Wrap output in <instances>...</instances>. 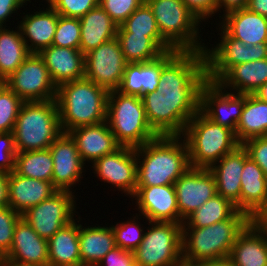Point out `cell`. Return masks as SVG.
<instances>
[{"label":"cell","instance_id":"ac0fdd59","mask_svg":"<svg viewBox=\"0 0 267 266\" xmlns=\"http://www.w3.org/2000/svg\"><path fill=\"white\" fill-rule=\"evenodd\" d=\"M53 157L52 185L57 190L73 191L83 177L85 163L82 161L75 141L68 133L60 136L50 145ZM71 189V190H70Z\"/></svg>","mask_w":267,"mask_h":266},{"label":"cell","instance_id":"b9f144b4","mask_svg":"<svg viewBox=\"0 0 267 266\" xmlns=\"http://www.w3.org/2000/svg\"><path fill=\"white\" fill-rule=\"evenodd\" d=\"M80 40V19L59 15L52 45L80 49Z\"/></svg>","mask_w":267,"mask_h":266},{"label":"cell","instance_id":"30bf717a","mask_svg":"<svg viewBox=\"0 0 267 266\" xmlns=\"http://www.w3.org/2000/svg\"><path fill=\"white\" fill-rule=\"evenodd\" d=\"M141 98L149 125L158 136L183 135L190 119L200 110V101H170L160 90Z\"/></svg>","mask_w":267,"mask_h":266},{"label":"cell","instance_id":"83f0119b","mask_svg":"<svg viewBox=\"0 0 267 266\" xmlns=\"http://www.w3.org/2000/svg\"><path fill=\"white\" fill-rule=\"evenodd\" d=\"M223 16V17H222ZM219 16L221 26L230 36L246 45L267 43V17L247 8Z\"/></svg>","mask_w":267,"mask_h":266},{"label":"cell","instance_id":"9f6ffc18","mask_svg":"<svg viewBox=\"0 0 267 266\" xmlns=\"http://www.w3.org/2000/svg\"><path fill=\"white\" fill-rule=\"evenodd\" d=\"M253 95L256 98L267 102V82L264 83L261 87H259L256 91H254Z\"/></svg>","mask_w":267,"mask_h":266},{"label":"cell","instance_id":"e575fe53","mask_svg":"<svg viewBox=\"0 0 267 266\" xmlns=\"http://www.w3.org/2000/svg\"><path fill=\"white\" fill-rule=\"evenodd\" d=\"M234 134L239 144L251 138L267 136V102L253 94H245L244 108Z\"/></svg>","mask_w":267,"mask_h":266},{"label":"cell","instance_id":"836d02e7","mask_svg":"<svg viewBox=\"0 0 267 266\" xmlns=\"http://www.w3.org/2000/svg\"><path fill=\"white\" fill-rule=\"evenodd\" d=\"M116 38L127 63L153 61L165 52L173 50L161 36L117 33Z\"/></svg>","mask_w":267,"mask_h":266},{"label":"cell","instance_id":"60d3db41","mask_svg":"<svg viewBox=\"0 0 267 266\" xmlns=\"http://www.w3.org/2000/svg\"><path fill=\"white\" fill-rule=\"evenodd\" d=\"M137 217L136 213V216L133 219L130 218L127 222L121 221L119 224L111 225L116 246L133 252L140 245L145 230L144 227H141L143 224L141 225L136 219Z\"/></svg>","mask_w":267,"mask_h":266},{"label":"cell","instance_id":"7bdbcfd3","mask_svg":"<svg viewBox=\"0 0 267 266\" xmlns=\"http://www.w3.org/2000/svg\"><path fill=\"white\" fill-rule=\"evenodd\" d=\"M21 217L9 206L0 208V260L11 248L15 225Z\"/></svg>","mask_w":267,"mask_h":266},{"label":"cell","instance_id":"44dd1931","mask_svg":"<svg viewBox=\"0 0 267 266\" xmlns=\"http://www.w3.org/2000/svg\"><path fill=\"white\" fill-rule=\"evenodd\" d=\"M228 259L233 266H267V229L251 220L239 233Z\"/></svg>","mask_w":267,"mask_h":266},{"label":"cell","instance_id":"d6986e66","mask_svg":"<svg viewBox=\"0 0 267 266\" xmlns=\"http://www.w3.org/2000/svg\"><path fill=\"white\" fill-rule=\"evenodd\" d=\"M132 197L145 221L180 223L174 185L136 187Z\"/></svg>","mask_w":267,"mask_h":266},{"label":"cell","instance_id":"74e56055","mask_svg":"<svg viewBox=\"0 0 267 266\" xmlns=\"http://www.w3.org/2000/svg\"><path fill=\"white\" fill-rule=\"evenodd\" d=\"M14 171L23 177L52 182L53 157L49 148L17 152Z\"/></svg>","mask_w":267,"mask_h":266},{"label":"cell","instance_id":"681fc988","mask_svg":"<svg viewBox=\"0 0 267 266\" xmlns=\"http://www.w3.org/2000/svg\"><path fill=\"white\" fill-rule=\"evenodd\" d=\"M186 7L198 18L205 22L217 12V0H182ZM202 20V21H201Z\"/></svg>","mask_w":267,"mask_h":266},{"label":"cell","instance_id":"db71d44e","mask_svg":"<svg viewBox=\"0 0 267 266\" xmlns=\"http://www.w3.org/2000/svg\"><path fill=\"white\" fill-rule=\"evenodd\" d=\"M248 10L267 17V0H248Z\"/></svg>","mask_w":267,"mask_h":266},{"label":"cell","instance_id":"484cf974","mask_svg":"<svg viewBox=\"0 0 267 266\" xmlns=\"http://www.w3.org/2000/svg\"><path fill=\"white\" fill-rule=\"evenodd\" d=\"M56 191L52 182L23 177L13 171L8 179V206L22 215Z\"/></svg>","mask_w":267,"mask_h":266},{"label":"cell","instance_id":"ab89813d","mask_svg":"<svg viewBox=\"0 0 267 266\" xmlns=\"http://www.w3.org/2000/svg\"><path fill=\"white\" fill-rule=\"evenodd\" d=\"M23 100L0 82V132H12Z\"/></svg>","mask_w":267,"mask_h":266},{"label":"cell","instance_id":"9a60e30c","mask_svg":"<svg viewBox=\"0 0 267 266\" xmlns=\"http://www.w3.org/2000/svg\"><path fill=\"white\" fill-rule=\"evenodd\" d=\"M180 224L217 194L216 180L206 168L189 167L174 183Z\"/></svg>","mask_w":267,"mask_h":266},{"label":"cell","instance_id":"5b68a950","mask_svg":"<svg viewBox=\"0 0 267 266\" xmlns=\"http://www.w3.org/2000/svg\"><path fill=\"white\" fill-rule=\"evenodd\" d=\"M12 132L17 152L48 149L62 133L56 100L23 102Z\"/></svg>","mask_w":267,"mask_h":266},{"label":"cell","instance_id":"277c9868","mask_svg":"<svg viewBox=\"0 0 267 266\" xmlns=\"http://www.w3.org/2000/svg\"><path fill=\"white\" fill-rule=\"evenodd\" d=\"M207 81L204 51L170 50L161 55L157 90L170 101H200Z\"/></svg>","mask_w":267,"mask_h":266},{"label":"cell","instance_id":"1f68e13d","mask_svg":"<svg viewBox=\"0 0 267 266\" xmlns=\"http://www.w3.org/2000/svg\"><path fill=\"white\" fill-rule=\"evenodd\" d=\"M74 219L48 240V265L82 266L79 250V221Z\"/></svg>","mask_w":267,"mask_h":266},{"label":"cell","instance_id":"7a4b0ae2","mask_svg":"<svg viewBox=\"0 0 267 266\" xmlns=\"http://www.w3.org/2000/svg\"><path fill=\"white\" fill-rule=\"evenodd\" d=\"M109 91L87 78L57 87L56 103L63 133L106 121Z\"/></svg>","mask_w":267,"mask_h":266},{"label":"cell","instance_id":"4dcf8cb0","mask_svg":"<svg viewBox=\"0 0 267 266\" xmlns=\"http://www.w3.org/2000/svg\"><path fill=\"white\" fill-rule=\"evenodd\" d=\"M267 82V58L233 66L217 83L237 94H253Z\"/></svg>","mask_w":267,"mask_h":266},{"label":"cell","instance_id":"52a82bcc","mask_svg":"<svg viewBox=\"0 0 267 266\" xmlns=\"http://www.w3.org/2000/svg\"><path fill=\"white\" fill-rule=\"evenodd\" d=\"M106 121L121 147L138 148L158 135L149 125L141 97L109 91Z\"/></svg>","mask_w":267,"mask_h":266},{"label":"cell","instance_id":"7402d4cb","mask_svg":"<svg viewBox=\"0 0 267 266\" xmlns=\"http://www.w3.org/2000/svg\"><path fill=\"white\" fill-rule=\"evenodd\" d=\"M248 157L246 149L240 144L209 168L216 180L217 194L230 200L240 211L241 174Z\"/></svg>","mask_w":267,"mask_h":266},{"label":"cell","instance_id":"2e32d148","mask_svg":"<svg viewBox=\"0 0 267 266\" xmlns=\"http://www.w3.org/2000/svg\"><path fill=\"white\" fill-rule=\"evenodd\" d=\"M244 102L245 94L227 92L218 83L207 81L200 91V111L216 124L227 127L234 133Z\"/></svg>","mask_w":267,"mask_h":266},{"label":"cell","instance_id":"f6af8a7d","mask_svg":"<svg viewBox=\"0 0 267 266\" xmlns=\"http://www.w3.org/2000/svg\"><path fill=\"white\" fill-rule=\"evenodd\" d=\"M145 0H99V5L120 26Z\"/></svg>","mask_w":267,"mask_h":266},{"label":"cell","instance_id":"d590c367","mask_svg":"<svg viewBox=\"0 0 267 266\" xmlns=\"http://www.w3.org/2000/svg\"><path fill=\"white\" fill-rule=\"evenodd\" d=\"M0 29V82H4L30 55L19 27Z\"/></svg>","mask_w":267,"mask_h":266},{"label":"cell","instance_id":"3957f363","mask_svg":"<svg viewBox=\"0 0 267 266\" xmlns=\"http://www.w3.org/2000/svg\"><path fill=\"white\" fill-rule=\"evenodd\" d=\"M252 219L238 210L227 220L201 228H182V262L194 265L229 257L239 233Z\"/></svg>","mask_w":267,"mask_h":266},{"label":"cell","instance_id":"8fae6325","mask_svg":"<svg viewBox=\"0 0 267 266\" xmlns=\"http://www.w3.org/2000/svg\"><path fill=\"white\" fill-rule=\"evenodd\" d=\"M221 40L215 48L204 49L207 79L217 83L233 66L267 58V43L246 45L230 36L221 26ZM209 48V49H208Z\"/></svg>","mask_w":267,"mask_h":266},{"label":"cell","instance_id":"5bb4252c","mask_svg":"<svg viewBox=\"0 0 267 266\" xmlns=\"http://www.w3.org/2000/svg\"><path fill=\"white\" fill-rule=\"evenodd\" d=\"M127 61L117 38L85 54L84 77L108 91L117 90Z\"/></svg>","mask_w":267,"mask_h":266},{"label":"cell","instance_id":"ba28073f","mask_svg":"<svg viewBox=\"0 0 267 266\" xmlns=\"http://www.w3.org/2000/svg\"><path fill=\"white\" fill-rule=\"evenodd\" d=\"M152 9L161 38L177 51H204L198 18L182 0H145ZM203 45H202V44Z\"/></svg>","mask_w":267,"mask_h":266},{"label":"cell","instance_id":"8d00e7d4","mask_svg":"<svg viewBox=\"0 0 267 266\" xmlns=\"http://www.w3.org/2000/svg\"><path fill=\"white\" fill-rule=\"evenodd\" d=\"M238 211L230 200L216 194L188 216L182 228H201L229 219Z\"/></svg>","mask_w":267,"mask_h":266},{"label":"cell","instance_id":"f546056e","mask_svg":"<svg viewBox=\"0 0 267 266\" xmlns=\"http://www.w3.org/2000/svg\"><path fill=\"white\" fill-rule=\"evenodd\" d=\"M161 73V56L143 63H127L119 91L125 95L142 97L158 89Z\"/></svg>","mask_w":267,"mask_h":266},{"label":"cell","instance_id":"cb8c5ba5","mask_svg":"<svg viewBox=\"0 0 267 266\" xmlns=\"http://www.w3.org/2000/svg\"><path fill=\"white\" fill-rule=\"evenodd\" d=\"M241 211L252 220L267 212V177L250 157L244 161L241 174Z\"/></svg>","mask_w":267,"mask_h":266},{"label":"cell","instance_id":"f907efd6","mask_svg":"<svg viewBox=\"0 0 267 266\" xmlns=\"http://www.w3.org/2000/svg\"><path fill=\"white\" fill-rule=\"evenodd\" d=\"M27 1L31 3L30 0H0V26L4 27L6 22L9 21V17L13 18L11 15L22 6L24 7Z\"/></svg>","mask_w":267,"mask_h":266},{"label":"cell","instance_id":"7dc6e473","mask_svg":"<svg viewBox=\"0 0 267 266\" xmlns=\"http://www.w3.org/2000/svg\"><path fill=\"white\" fill-rule=\"evenodd\" d=\"M242 146L246 149L248 156L260 166L267 177V136L248 139Z\"/></svg>","mask_w":267,"mask_h":266},{"label":"cell","instance_id":"ee69618b","mask_svg":"<svg viewBox=\"0 0 267 266\" xmlns=\"http://www.w3.org/2000/svg\"><path fill=\"white\" fill-rule=\"evenodd\" d=\"M49 5L64 17L80 18L99 5V0H46Z\"/></svg>","mask_w":267,"mask_h":266},{"label":"cell","instance_id":"c3c4849f","mask_svg":"<svg viewBox=\"0 0 267 266\" xmlns=\"http://www.w3.org/2000/svg\"><path fill=\"white\" fill-rule=\"evenodd\" d=\"M134 254L132 251L118 246L110 250L98 263L97 266H134Z\"/></svg>","mask_w":267,"mask_h":266},{"label":"cell","instance_id":"8992f818","mask_svg":"<svg viewBox=\"0 0 267 266\" xmlns=\"http://www.w3.org/2000/svg\"><path fill=\"white\" fill-rule=\"evenodd\" d=\"M182 136L193 168L209 169L240 145L231 129L216 124L200 110L190 119Z\"/></svg>","mask_w":267,"mask_h":266},{"label":"cell","instance_id":"f35d334b","mask_svg":"<svg viewBox=\"0 0 267 266\" xmlns=\"http://www.w3.org/2000/svg\"><path fill=\"white\" fill-rule=\"evenodd\" d=\"M117 33L161 36L153 11L146 2L118 26Z\"/></svg>","mask_w":267,"mask_h":266},{"label":"cell","instance_id":"816d5d0a","mask_svg":"<svg viewBox=\"0 0 267 266\" xmlns=\"http://www.w3.org/2000/svg\"><path fill=\"white\" fill-rule=\"evenodd\" d=\"M247 4L248 0H217V12L221 13L222 9L223 15H226L229 12L246 8Z\"/></svg>","mask_w":267,"mask_h":266},{"label":"cell","instance_id":"f5cc1de1","mask_svg":"<svg viewBox=\"0 0 267 266\" xmlns=\"http://www.w3.org/2000/svg\"><path fill=\"white\" fill-rule=\"evenodd\" d=\"M8 173L0 172V208L8 206Z\"/></svg>","mask_w":267,"mask_h":266},{"label":"cell","instance_id":"f1b7e54d","mask_svg":"<svg viewBox=\"0 0 267 266\" xmlns=\"http://www.w3.org/2000/svg\"><path fill=\"white\" fill-rule=\"evenodd\" d=\"M79 19L80 51L84 55L117 35L118 25L100 5Z\"/></svg>","mask_w":267,"mask_h":266},{"label":"cell","instance_id":"ffe728a7","mask_svg":"<svg viewBox=\"0 0 267 266\" xmlns=\"http://www.w3.org/2000/svg\"><path fill=\"white\" fill-rule=\"evenodd\" d=\"M0 261L29 266L48 265V240L40 237L21 217L15 225L11 248Z\"/></svg>","mask_w":267,"mask_h":266},{"label":"cell","instance_id":"4316f807","mask_svg":"<svg viewBox=\"0 0 267 266\" xmlns=\"http://www.w3.org/2000/svg\"><path fill=\"white\" fill-rule=\"evenodd\" d=\"M58 17L59 14L49 4L46 10H39L31 15L27 13L23 16L18 27L30 53L38 54L52 45Z\"/></svg>","mask_w":267,"mask_h":266},{"label":"cell","instance_id":"6f0895ef","mask_svg":"<svg viewBox=\"0 0 267 266\" xmlns=\"http://www.w3.org/2000/svg\"><path fill=\"white\" fill-rule=\"evenodd\" d=\"M0 266H29V265H21V264L8 262V261H0ZM45 266H50V265H45Z\"/></svg>","mask_w":267,"mask_h":266},{"label":"cell","instance_id":"7c38bea8","mask_svg":"<svg viewBox=\"0 0 267 266\" xmlns=\"http://www.w3.org/2000/svg\"><path fill=\"white\" fill-rule=\"evenodd\" d=\"M74 192L57 190L46 200L29 208L22 218L27 221L35 232L49 240L62 227L69 224L76 216V200Z\"/></svg>","mask_w":267,"mask_h":266},{"label":"cell","instance_id":"d6a6232c","mask_svg":"<svg viewBox=\"0 0 267 266\" xmlns=\"http://www.w3.org/2000/svg\"><path fill=\"white\" fill-rule=\"evenodd\" d=\"M115 245L112 227L87 226L79 223V250L82 266H97Z\"/></svg>","mask_w":267,"mask_h":266},{"label":"cell","instance_id":"11a10c76","mask_svg":"<svg viewBox=\"0 0 267 266\" xmlns=\"http://www.w3.org/2000/svg\"><path fill=\"white\" fill-rule=\"evenodd\" d=\"M189 266H233V265L231 261L228 258H226L221 260L205 261Z\"/></svg>","mask_w":267,"mask_h":266},{"label":"cell","instance_id":"e0dca14e","mask_svg":"<svg viewBox=\"0 0 267 266\" xmlns=\"http://www.w3.org/2000/svg\"><path fill=\"white\" fill-rule=\"evenodd\" d=\"M94 173L104 183L115 186L129 197L136 192L137 157L134 148L120 147L92 163Z\"/></svg>","mask_w":267,"mask_h":266},{"label":"cell","instance_id":"9c48e42d","mask_svg":"<svg viewBox=\"0 0 267 266\" xmlns=\"http://www.w3.org/2000/svg\"><path fill=\"white\" fill-rule=\"evenodd\" d=\"M143 240L133 251L137 266H182V224L147 223Z\"/></svg>","mask_w":267,"mask_h":266},{"label":"cell","instance_id":"d4e9b609","mask_svg":"<svg viewBox=\"0 0 267 266\" xmlns=\"http://www.w3.org/2000/svg\"><path fill=\"white\" fill-rule=\"evenodd\" d=\"M56 87L84 78L85 55L80 49L51 45L39 53Z\"/></svg>","mask_w":267,"mask_h":266},{"label":"cell","instance_id":"680465c9","mask_svg":"<svg viewBox=\"0 0 267 266\" xmlns=\"http://www.w3.org/2000/svg\"><path fill=\"white\" fill-rule=\"evenodd\" d=\"M258 220L267 229V212H265Z\"/></svg>","mask_w":267,"mask_h":266},{"label":"cell","instance_id":"603a6c76","mask_svg":"<svg viewBox=\"0 0 267 266\" xmlns=\"http://www.w3.org/2000/svg\"><path fill=\"white\" fill-rule=\"evenodd\" d=\"M75 141L82 161L91 164L103 157L114 153L121 146L117 143L107 121L95 125L81 126L68 132Z\"/></svg>","mask_w":267,"mask_h":266},{"label":"cell","instance_id":"4fadbf2b","mask_svg":"<svg viewBox=\"0 0 267 266\" xmlns=\"http://www.w3.org/2000/svg\"><path fill=\"white\" fill-rule=\"evenodd\" d=\"M4 83L24 102L56 99L57 87L37 53H30Z\"/></svg>","mask_w":267,"mask_h":266},{"label":"cell","instance_id":"6da1fadb","mask_svg":"<svg viewBox=\"0 0 267 266\" xmlns=\"http://www.w3.org/2000/svg\"><path fill=\"white\" fill-rule=\"evenodd\" d=\"M182 138V135L157 136L135 148L139 164L136 187L174 185L190 167L188 146Z\"/></svg>","mask_w":267,"mask_h":266},{"label":"cell","instance_id":"bcb514c9","mask_svg":"<svg viewBox=\"0 0 267 266\" xmlns=\"http://www.w3.org/2000/svg\"><path fill=\"white\" fill-rule=\"evenodd\" d=\"M17 151L13 132H0V172L10 174L15 170Z\"/></svg>","mask_w":267,"mask_h":266}]
</instances>
